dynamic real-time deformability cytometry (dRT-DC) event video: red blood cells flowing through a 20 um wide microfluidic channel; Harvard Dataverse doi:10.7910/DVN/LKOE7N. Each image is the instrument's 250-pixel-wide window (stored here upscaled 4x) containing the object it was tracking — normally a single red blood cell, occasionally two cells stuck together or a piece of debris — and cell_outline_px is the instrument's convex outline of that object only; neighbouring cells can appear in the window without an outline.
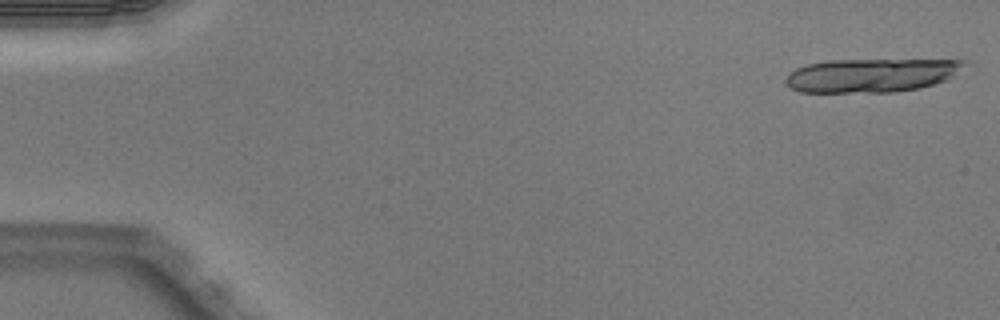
{"species": "Egyptian fruit bat (a non-hibernating species)", "species_latin": "Rousettus aegyptiacus", "temperature_condition": "warm", "stored_images_in_passage": 6, "camera_frame_rate_fps": 3000, "um_per_image_px": 0.085, "animal": {"sex": "male"}, "frame": {"image": 1, "passage_image": 1, "time_ms": 0.0, "image_size_px": [1000, 320], "cell_outline_px": [[964, 64], [948, 80], [920, 88], [896, 92], [800, 92], [788, 88], [784, 84], [784, 80], [796, 68], [808, 64], [828, 60], [964, 60]], "centroid_in_image_um": [74.0, 6.41], "position_along_channel_um": 11.0, "area_um2": 34.97}}
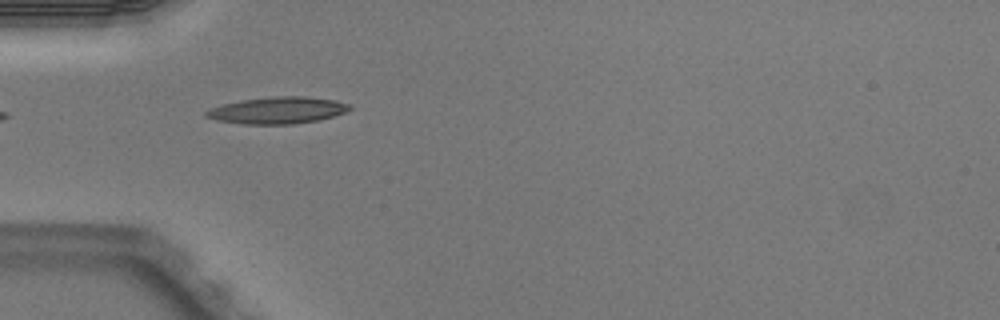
{"frame": {"image": 2, "passage_image": 4, "time_ms": 1.0, "image_size_px": [1000, 320], "cell_outline_px": [[352, 108], [344, 112], [332, 116], [316, 120], [292, 124], [244, 124], [216, 120], [204, 116], [204, 112], [212, 108], [224, 104], [240, 100], [276, 96], [308, 96], [336, 100], [352, 104]], "centroid_in_image_um": [23.61, 9.37], "position_along_channel_um": 61.4, "area_um2": 22.31}}
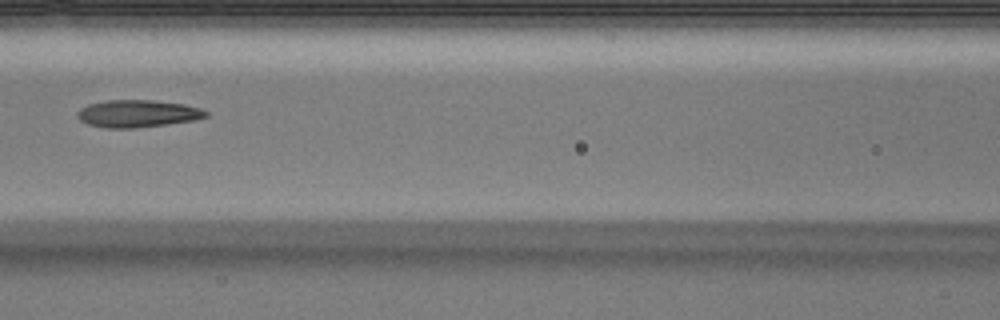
{"frame": {"image": 3, "passage_image": 6, "time_ms": 1.667, "image_size_px": [1000, 320], "cell_outline_px": [[208, 116], [196, 120], [136, 128], [104, 128], [88, 124], [80, 120], [76, 116], [76, 112], [80, 108], [88, 104], [108, 100], [152, 100], [184, 104], [200, 108], [208, 112]], "centroid_in_image_um": [11.68, 9.66], "position_along_channel_um": 154.9, "area_um2": 20.58}}